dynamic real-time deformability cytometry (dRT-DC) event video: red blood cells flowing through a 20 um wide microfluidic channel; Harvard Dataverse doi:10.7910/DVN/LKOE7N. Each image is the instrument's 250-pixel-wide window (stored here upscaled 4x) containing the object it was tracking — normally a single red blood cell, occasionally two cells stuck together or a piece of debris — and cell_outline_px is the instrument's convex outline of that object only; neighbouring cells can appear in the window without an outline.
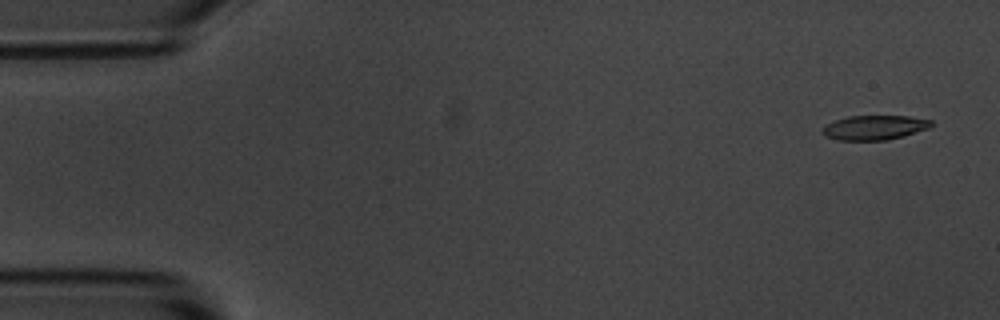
{"species": "common noctule bat (a hibernating species)", "species_latin": "Nyctalus noctula", "temperature_condition": "room temperature", "stored_images_in_passage": 5, "camera_frame_rate_fps": 3000, "um_per_image_px": 0.085, "animal": {"sex": "male", "body_mass_g": 20.1, "forearm_length_mm": 53.5}, "frame": {"image": 1, "passage_image": 1, "time_ms": 0.0, "image_size_px": [1000, 320], "cell_outline_px": [[932, 124], [928, 128], [904, 136], [888, 140], [836, 140], [824, 136], [820, 132], [820, 128], [824, 124], [848, 116], [908, 116], [932, 120]], "centroid_in_image_um": [74.25, 10.85], "position_along_channel_um": 10.7, "area_um2": 15.72}}
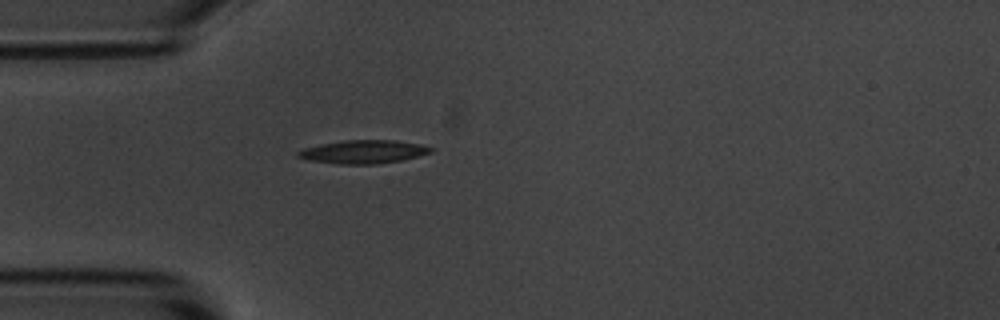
{"frame": {"image": 2, "passage_image": 5, "time_ms": 4.333, "image_size_px": [1000, 320], "cell_outline_px": [[432, 152], [400, 160], [376, 164], [340, 164], [308, 160], [296, 156], [296, 152], [304, 148], [320, 144], [344, 140], [396, 140], [420, 144], [432, 148]], "centroid_in_image_um": [30.84, 12.9], "position_along_channel_um": 54.2, "area_um2": 17.92}}